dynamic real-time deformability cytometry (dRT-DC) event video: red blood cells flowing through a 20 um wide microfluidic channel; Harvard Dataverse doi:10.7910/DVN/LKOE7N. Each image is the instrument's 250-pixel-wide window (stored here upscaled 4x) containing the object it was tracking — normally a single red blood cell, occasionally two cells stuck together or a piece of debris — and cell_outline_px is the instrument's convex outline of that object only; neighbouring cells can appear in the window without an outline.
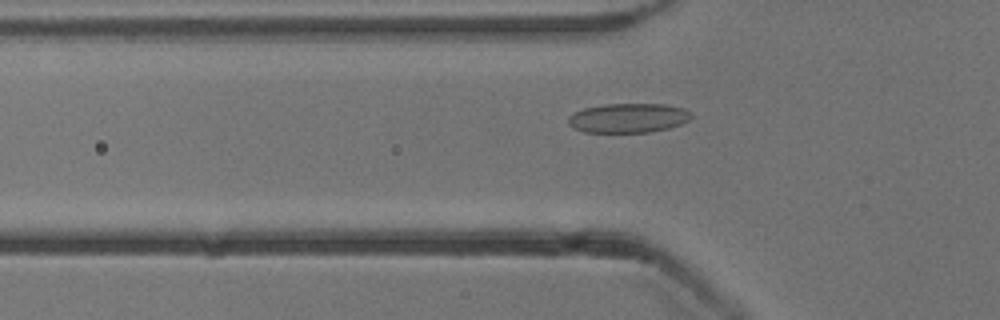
{"species": "common noctule bat (a hibernating species)", "species_latin": "Nyctalus noctula", "temperature_condition": "cold", "stored_images_in_passage": 54, "camera_frame_rate_fps": 3000, "um_per_image_px": 0.085, "animal": {"sex": "male", "body_mass_g": 13.3}, "frame": {"image": 1, "passage_image": 18, "time_ms": 5.667, "image_size_px": [1000, 320], "cell_outline_px": [[692, 116], [688, 120], [680, 124], [668, 128], [648, 132], [584, 132], [572, 128], [568, 124], [568, 116], [572, 112], [584, 108], [604, 104], [664, 104], [684, 108], [692, 112]], "centroid_in_image_um": [53.37, 10.02], "position_along_channel_um": 72.4, "area_um2": 21.21}}
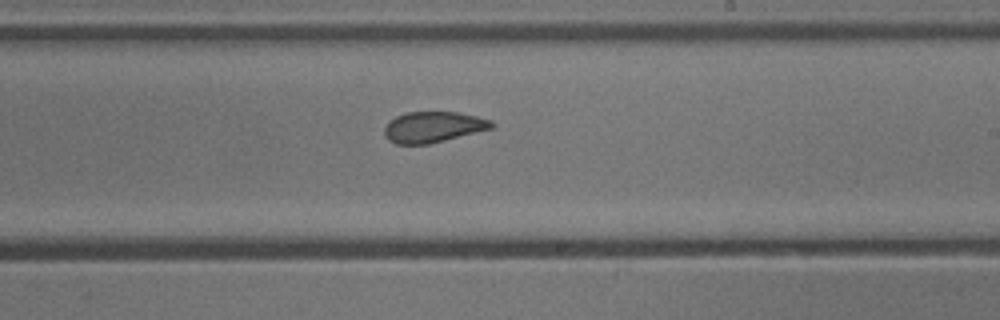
{"frame": {"image": 2, "passage_image": 32, "time_ms": 10.333, "image_size_px": [1000, 320], "cell_outline_px": [[496, 124], [492, 128], [428, 144], [396, 144], [388, 140], [384, 136], [384, 128], [388, 120], [404, 112], [460, 112], [492, 120]], "centroid_in_image_um": [36.79, 10.78], "position_along_channel_um": 252.2, "area_um2": 19.36}}
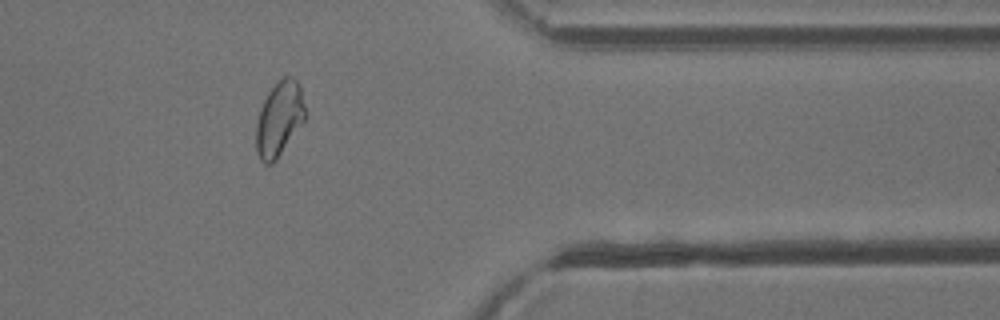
{"frame": {"image": 3, "passage_image": 44, "time_ms": 14.333, "image_size_px": [1000, 320], "cell_outline_px": [[308, 116], [276, 160], [272, 164], [264, 164], [260, 160], [256, 152], [256, 124], [260, 108], [268, 92], [276, 80], [284, 76], [288, 76], [296, 80], [300, 84]], "centroid_in_image_um": [23.75, 10.08], "position_along_channel_um": 387.6, "area_um2": 21.79}, "authors_computed_cell_mechanics": {"area_um2": 21.1837, "velocity_mm_per_s": 3.8324, "shape_relaxation_time_tau1_ms": 8.7788, "shape_relaxation_time_tau2_ms": 1.4049, "deformation_change_tau1": 0.1701, "deformation_change_tau2": 0.0845}}